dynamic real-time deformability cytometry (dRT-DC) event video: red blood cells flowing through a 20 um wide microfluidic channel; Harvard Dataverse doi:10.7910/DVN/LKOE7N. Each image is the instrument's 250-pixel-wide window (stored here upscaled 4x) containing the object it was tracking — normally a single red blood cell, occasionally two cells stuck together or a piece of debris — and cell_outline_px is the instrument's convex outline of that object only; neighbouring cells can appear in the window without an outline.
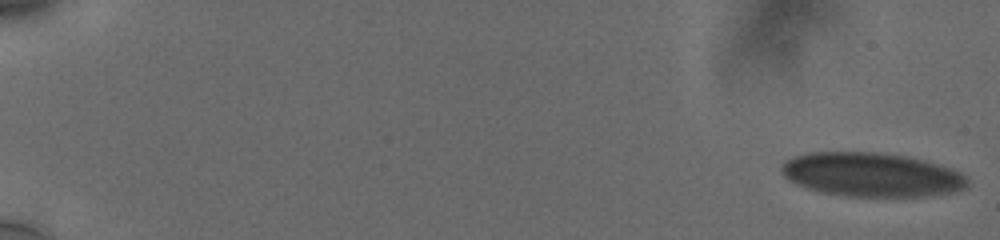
{"species": "human", "species_latin": "Homo sapiens", "temperature_condition": "cold", "stored_images_in_passage": 24, "camera_frame_rate_fps": 3000, "um_per_image_px": 0.085, "donor": {"sex": "male"}, "frame": {"image": 1, "passage_image": 1, "time_ms": 0.0, "image_size_px": [1000, 240], "cell_outline_px": [[964, 184], [960, 188], [948, 192], [912, 196], [848, 196], [824, 192], [800, 184], [792, 180], [784, 172], [784, 164], [788, 160], [796, 156], [812, 152], [872, 152], [904, 156], [920, 160], [948, 168], [964, 176]], "centroid_in_image_um": [74.03, 14.83], "position_along_channel_um": 11.0, "area_um2": 45.43}}
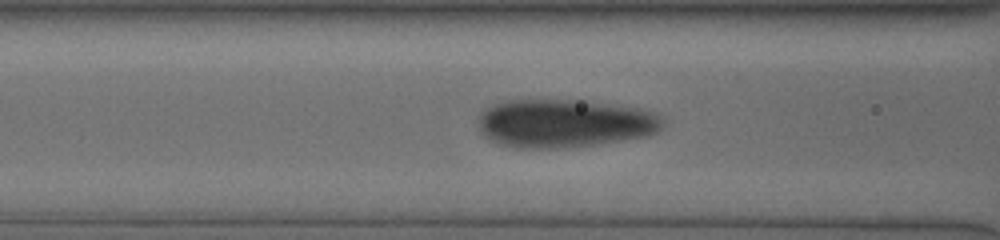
{"frame": {"image": 2, "passage_image": 16, "time_ms": 8.333, "image_size_px": [1000, 240], "cell_outline_px": [[660, 128], [656, 132], [644, 136], [596, 144], [568, 148], [512, 148], [496, 144], [488, 140], [480, 132], [480, 112], [504, 100], [584, 100], [632, 108], [648, 112], [656, 116], [660, 120]], "centroid_in_image_um": [47.84, 10.5], "position_along_channel_um": 118.8, "area_um2": 51.33}}
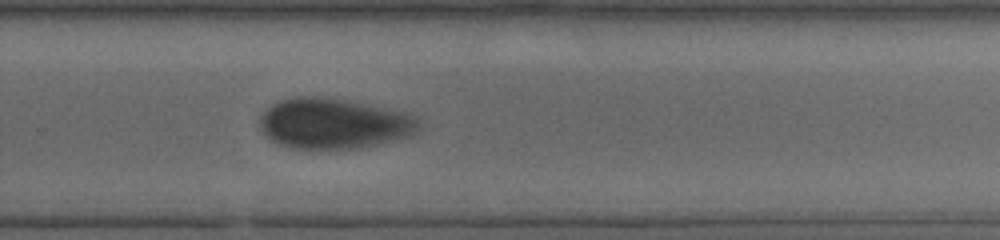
{"frame": {"image": 3, "passage_image": 24, "time_ms": 13.333, "image_size_px": [1000, 240], "cell_outline_px": [[420, 128], [416, 132], [408, 136], [360, 148], [292, 148], [280, 144], [272, 140], [264, 132], [260, 124], [260, 116], [272, 104], [280, 100], [296, 96], [320, 96], [348, 100], [408, 112], [416, 116], [420, 120]], "centroid_in_image_um": [28.41, 10.47], "position_along_channel_um": 301.4, "area_um2": 46.7}}